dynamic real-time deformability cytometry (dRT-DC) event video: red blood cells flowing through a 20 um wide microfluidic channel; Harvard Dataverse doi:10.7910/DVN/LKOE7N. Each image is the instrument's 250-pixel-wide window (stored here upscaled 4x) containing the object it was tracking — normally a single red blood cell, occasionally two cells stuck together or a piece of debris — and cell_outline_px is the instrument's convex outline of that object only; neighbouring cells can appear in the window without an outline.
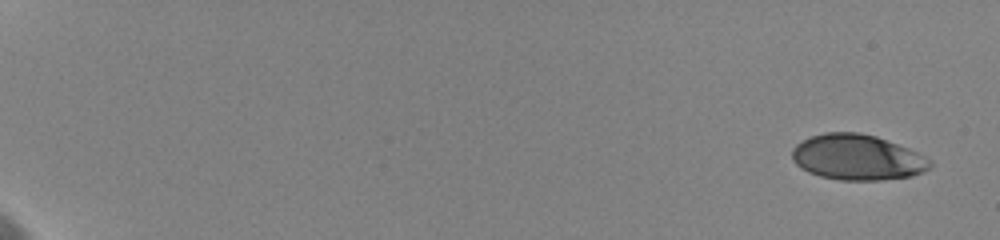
{"species": "human", "species_latin": "Homo sapiens", "temperature_condition": "cold", "stored_images_in_passage": 8, "camera_frame_rate_fps": 3000, "um_per_image_px": 0.085, "donor": {"sex": "female"}, "frame": {"image": 1, "passage_image": 1, "time_ms": 0.0, "image_size_px": [1000, 240], "cell_outline_px": [[932, 164], [924, 172], [912, 176], [880, 180], [840, 180], [820, 176], [808, 172], [800, 168], [792, 160], [792, 148], [796, 144], [812, 136], [824, 132], [860, 132], [876, 136], [908, 148], [932, 160]], "centroid_in_image_um": [72.86, 13.37], "position_along_channel_um": 12.1, "area_um2": 36.7}}
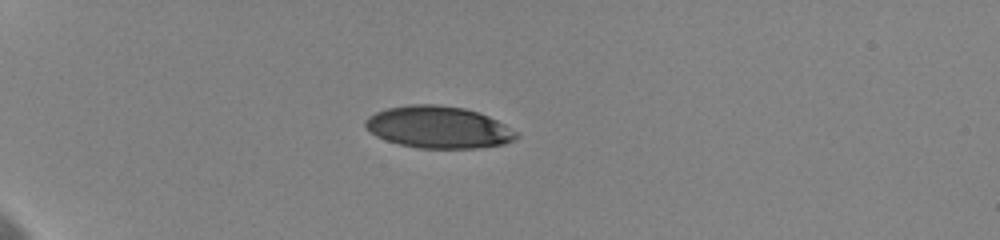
{"frame": {"image": 2, "passage_image": 6, "time_ms": 5.333, "image_size_px": [1000, 240], "cell_outline_px": [[520, 136], [516, 140], [504, 144], [476, 148], [420, 148], [400, 144], [384, 140], [376, 136], [364, 124], [364, 120], [368, 116], [376, 112], [388, 108], [408, 104], [436, 104], [464, 108], [488, 116], [504, 124], [516, 132]], "centroid_in_image_um": [37.27, 10.81], "position_along_channel_um": 47.7, "area_um2": 36.88}}